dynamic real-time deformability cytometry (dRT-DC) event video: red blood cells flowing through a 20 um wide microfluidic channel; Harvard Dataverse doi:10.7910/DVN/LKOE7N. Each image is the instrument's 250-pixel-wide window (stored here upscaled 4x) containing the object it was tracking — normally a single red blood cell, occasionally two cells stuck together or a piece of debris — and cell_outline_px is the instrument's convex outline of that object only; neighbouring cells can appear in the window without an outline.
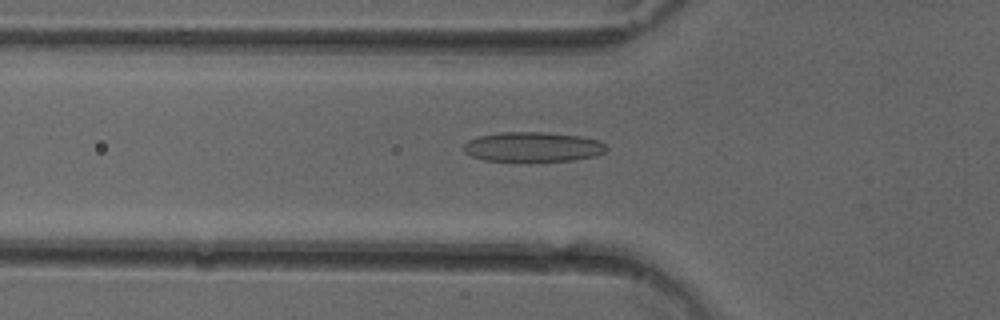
{"species": "common noctule bat (a hibernating species)", "species_latin": "Nyctalus noctula", "temperature_condition": "cold", "stored_images_in_passage": 49, "camera_frame_rate_fps": 3000, "um_per_image_px": 0.085, "animal": {"sex": "female"}, "frame": {"image": 1, "passage_image": 16, "time_ms": 5.0, "image_size_px": [1000, 320], "cell_outline_px": [[608, 148], [604, 152], [596, 156], [572, 160], [532, 164], [524, 164], [484, 160], [472, 156], [464, 152], [464, 144], [468, 140], [476, 136], [500, 132], [548, 132], [580, 136], [600, 140]], "centroid_in_image_um": [45.27, 12.53], "position_along_channel_um": 80.5, "area_um2": 26.01}}
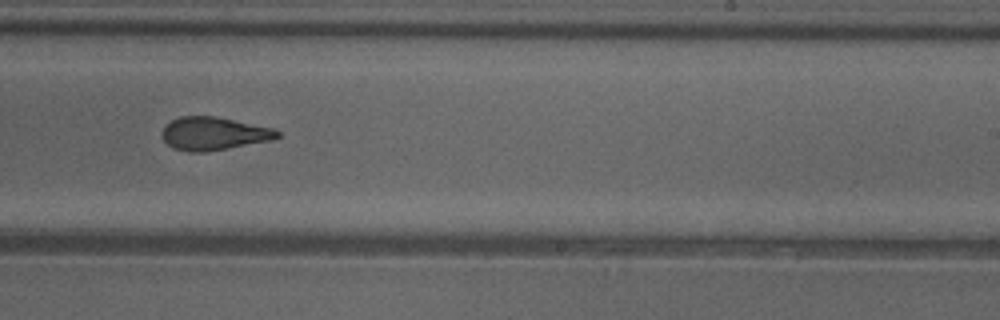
{"frame": {"image": 2, "passage_image": 30, "time_ms": 9.667, "image_size_px": [1000, 320], "cell_outline_px": [[280, 136], [272, 140], [228, 148], [204, 152], [188, 152], [172, 148], [160, 136], [164, 128], [172, 120], [180, 116], [216, 116], [276, 128], [280, 132]], "centroid_in_image_um": [18.19, 11.35], "position_along_channel_um": 270.8, "area_um2": 22.37}}
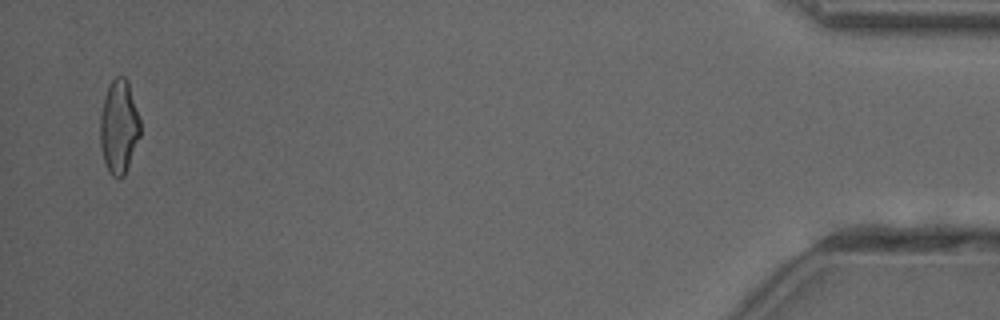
{"frame": {"image": 3, "passage_image": 48, "time_ms": 15.667, "image_size_px": [1000, 320], "cell_outline_px": [[140, 136], [124, 176], [112, 176], [108, 172], [104, 160], [100, 144], [100, 116], [104, 96], [112, 80], [116, 76], [124, 76], [128, 80], [140, 116]], "centroid_in_image_um": [10.12, 10.74], "position_along_channel_um": 425.1, "area_um2": 21.96}, "authors_computed_cell_mechanics": {"area_um2": 22.9466, "velocity_mm_per_s": 4.0499, "shape_relaxation_time_tau1_ms": 6.9011, "shape_relaxation_time_tau2_ms": 2.1042, "deformation_change_tau1": 0.1764, "deformation_change_tau2": 0.1076}}